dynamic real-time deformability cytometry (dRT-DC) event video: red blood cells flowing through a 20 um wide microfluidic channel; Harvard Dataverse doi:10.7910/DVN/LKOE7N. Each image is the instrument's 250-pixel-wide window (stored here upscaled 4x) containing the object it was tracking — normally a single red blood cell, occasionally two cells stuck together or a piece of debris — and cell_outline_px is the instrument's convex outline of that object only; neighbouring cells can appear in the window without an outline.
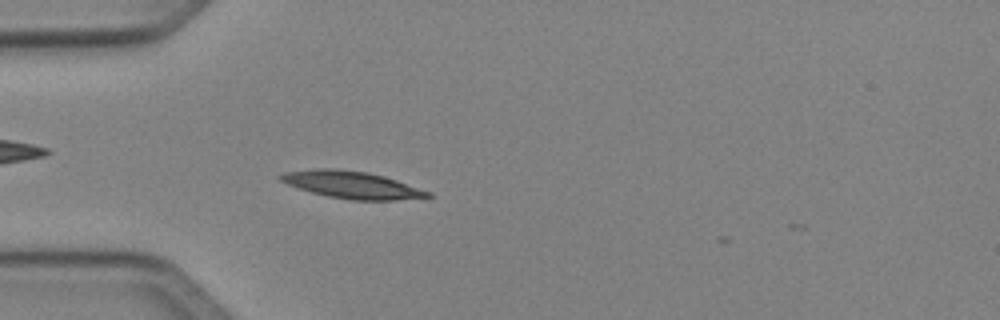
{"species": "Egyptian fruit bat (a non-hibernating species)", "species_latin": "Rousettus aegyptiacus", "temperature_condition": "cold", "stored_images_in_passage": 33, "camera_frame_rate_fps": 3000, "um_per_image_px": 0.085, "animal": {"sex": "female"}, "frame": {"image": 1, "passage_image": 2, "time_ms": 0.333, "image_size_px": [1000, 320], "cell_outline_px": [[432, 196], [396, 200], [352, 200], [328, 196], [312, 192], [288, 184], [280, 180], [276, 176], [284, 172], [324, 168], [332, 168], [368, 172], [384, 176], [432, 192]], "centroid_in_image_um": [29.91, 15.71], "position_along_channel_um": 55.1, "area_um2": 23.06}}
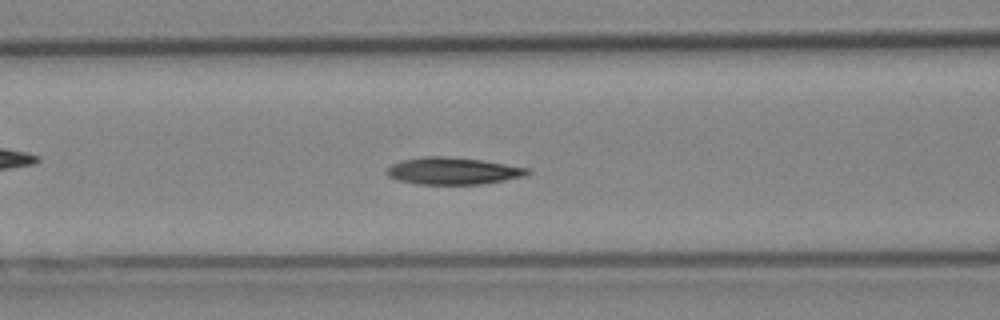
{"frame": {"image": 2, "passage_image": 8, "time_ms": 2.333, "image_size_px": [1000, 320], "cell_outline_px": [[532, 172], [524, 176], [504, 180], [480, 184], [416, 184], [396, 180], [388, 176], [384, 172], [384, 168], [392, 164], [404, 160], [424, 156], [448, 156], [480, 160], [528, 168]], "centroid_in_image_um": [38.43, 14.53], "position_along_channel_um": 128.2, "area_um2": 22.2}}
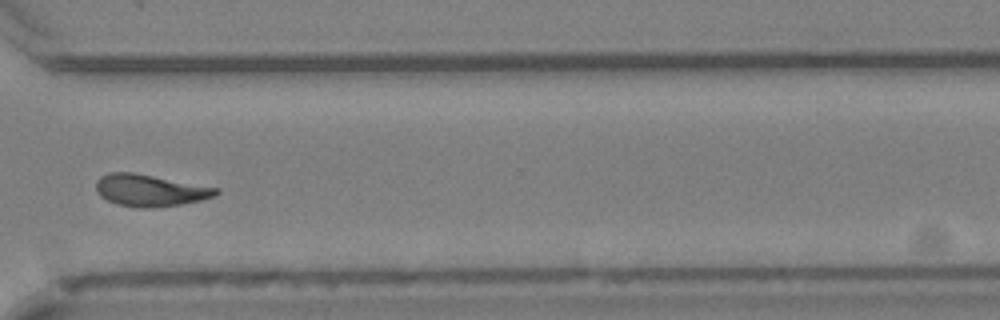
{"frame": {"image": 3, "passage_image": 25, "time_ms": 8.0, "image_size_px": [1000, 320], "cell_outline_px": [[220, 192], [216, 196], [200, 200], [180, 204], [156, 208], [136, 208], [116, 204], [100, 196], [96, 192], [96, 180], [100, 176], [108, 172], [132, 172], [220, 188]], "centroid_in_image_um": [12.74, 16.18], "position_along_channel_um": 357.9, "area_um2": 22.48}}